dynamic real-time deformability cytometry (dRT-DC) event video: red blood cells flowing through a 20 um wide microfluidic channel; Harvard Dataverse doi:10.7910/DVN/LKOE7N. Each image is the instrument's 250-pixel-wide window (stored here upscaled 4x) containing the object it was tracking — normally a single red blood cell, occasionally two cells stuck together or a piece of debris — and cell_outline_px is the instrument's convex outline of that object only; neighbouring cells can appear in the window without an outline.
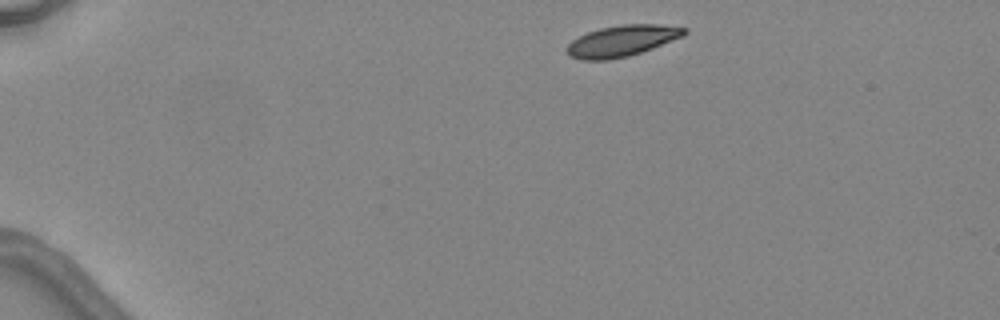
{"species": "common noctule bat (a hibernating species)", "species_latin": "Nyctalus noctula", "temperature_condition": "warm", "stored_images_in_passage": 2, "camera_frame_rate_fps": 3000, "um_per_image_px": 0.085, "animal": {"sex": "female", "body_mass_g": 24.6, "forearm_length_mm": 56.2}, "frame": {"image": 1, "passage_image": 1, "time_ms": 0.0, "image_size_px": [1000, 320], "cell_outline_px": [[688, 32], [684, 36], [652, 48], [628, 56], [608, 60], [580, 60], [568, 56], [564, 48], [572, 40], [588, 32], [600, 28], [620, 24], [656, 24], [688, 28]], "centroid_in_image_um": [52.84, 3.48], "position_along_channel_um": 32.2, "area_um2": 21.44}}